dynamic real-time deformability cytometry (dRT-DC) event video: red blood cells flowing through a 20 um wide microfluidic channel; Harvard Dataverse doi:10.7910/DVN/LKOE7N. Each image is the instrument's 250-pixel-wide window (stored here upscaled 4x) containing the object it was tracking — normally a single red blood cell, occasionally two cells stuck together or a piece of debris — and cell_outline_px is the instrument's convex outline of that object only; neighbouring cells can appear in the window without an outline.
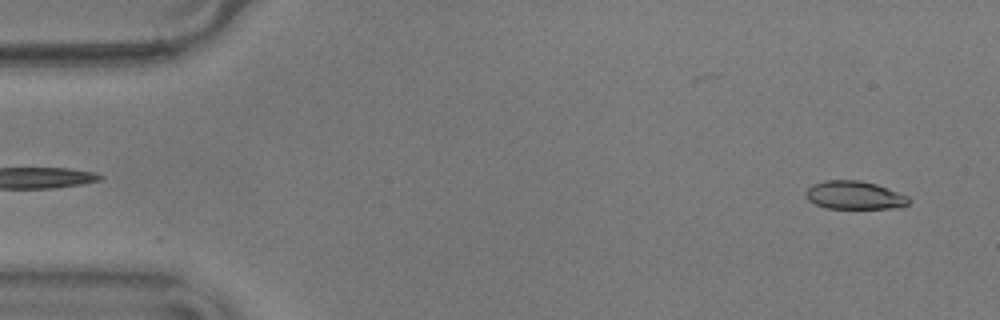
{"species": "common noctule bat (a hibernating species)", "species_latin": "Nyctalus noctula", "temperature_condition": "warm", "stored_images_in_passage": 17, "camera_frame_rate_fps": 3000, "um_per_image_px": 0.085, "animal": {"sex": "male", "body_mass_g": 17.9}, "frame": {"image": 1, "passage_image": 3, "time_ms": 0.667, "image_size_px": [1000, 320], "cell_outline_px": [[908, 204], [900, 208], [828, 208], [816, 204], [808, 200], [804, 196], [804, 192], [812, 184], [824, 180], [860, 180], [876, 184], [908, 196]], "centroid_in_image_um": [72.59, 16.59], "position_along_channel_um": 12.4, "area_um2": 16.94}}
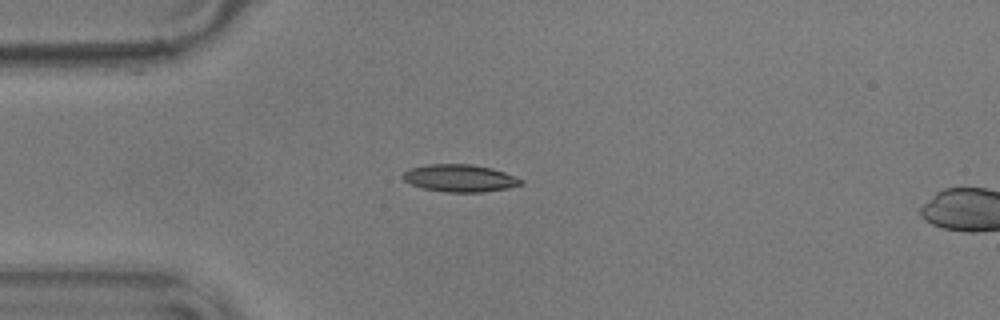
{"frame": {"image": 2, "passage_image": 14, "time_ms": 4.333, "image_size_px": [1000, 320], "cell_outline_px": [[524, 184], [508, 188], [484, 192], [448, 192], [424, 188], [412, 184], [404, 180], [400, 176], [408, 168], [428, 164], [472, 164], [492, 168], [504, 172], [524, 180]], "centroid_in_image_um": [39.09, 15.13], "position_along_channel_um": 45.9, "area_um2": 18.9}}